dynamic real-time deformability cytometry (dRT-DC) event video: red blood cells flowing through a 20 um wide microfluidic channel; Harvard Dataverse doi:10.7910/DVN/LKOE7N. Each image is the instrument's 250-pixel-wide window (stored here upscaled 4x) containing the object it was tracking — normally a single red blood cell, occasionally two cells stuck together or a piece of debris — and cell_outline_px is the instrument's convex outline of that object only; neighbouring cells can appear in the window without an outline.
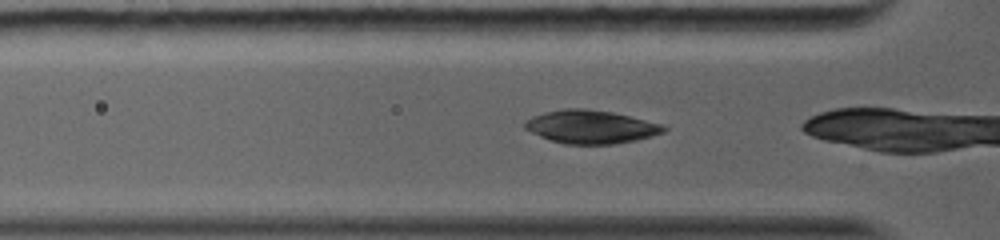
{"species": "common noctule bat (a hibernating species)", "species_latin": "Nyctalus noctula", "temperature_condition": "warm", "stored_images_in_passage": 29, "camera_frame_rate_fps": 5000, "um_per_image_px": 0.085, "animal": {"sex": "female", "body_mass_g": 19.0, "forearm_length_mm": 56.7}, "frame": {"image": 1, "passage_image": 3, "time_ms": 0.6, "image_size_px": [1000, 240], "cell_outline_px": [[668, 128], [664, 132], [652, 136], [636, 140], [616, 144], [564, 144], [540, 136], [524, 128], [524, 124], [532, 116], [544, 112], [564, 108], [584, 108], [612, 112], [664, 124]], "centroid_in_image_um": [50.26, 10.78], "position_along_channel_um": 75.5, "area_um2": 26.93}}
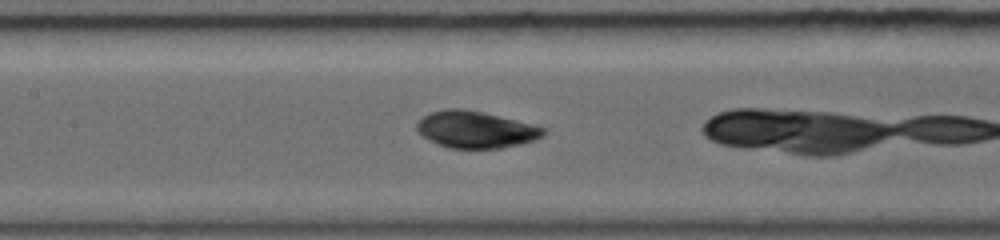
{"frame": {"image": 2, "passage_image": 13, "time_ms": 2.8, "image_size_px": [1000, 240], "cell_outline_px": [[548, 132], [544, 136], [536, 140], [520, 144], [500, 148], [448, 148], [424, 136], [416, 128], [416, 124], [424, 116], [432, 112], [444, 108], [464, 108], [536, 124], [544, 128]], "centroid_in_image_um": [40.51, 11.0], "position_along_channel_um": 166.9, "area_um2": 27.17}}
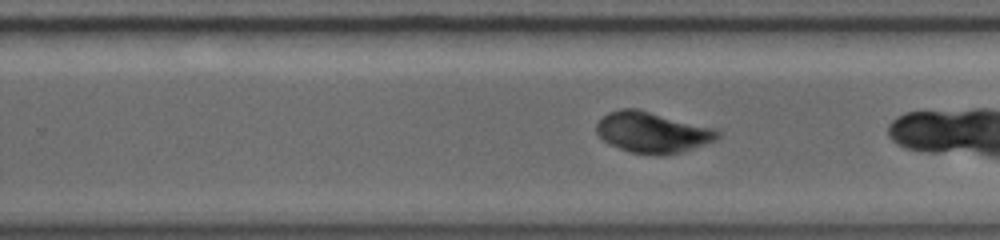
{"frame": {"image": 3, "passage_image": 25, "time_ms": 5.4, "image_size_px": [1000, 240], "cell_outline_px": [[720, 136], [716, 140], [680, 152], [664, 156], [660, 156], [628, 152], [608, 144], [596, 132], [596, 124], [608, 112], [620, 108], [636, 108], [716, 128], [720, 132]], "centroid_in_image_um": [55.45, 11.25], "position_along_channel_um": 274.4, "area_um2": 29.02}}